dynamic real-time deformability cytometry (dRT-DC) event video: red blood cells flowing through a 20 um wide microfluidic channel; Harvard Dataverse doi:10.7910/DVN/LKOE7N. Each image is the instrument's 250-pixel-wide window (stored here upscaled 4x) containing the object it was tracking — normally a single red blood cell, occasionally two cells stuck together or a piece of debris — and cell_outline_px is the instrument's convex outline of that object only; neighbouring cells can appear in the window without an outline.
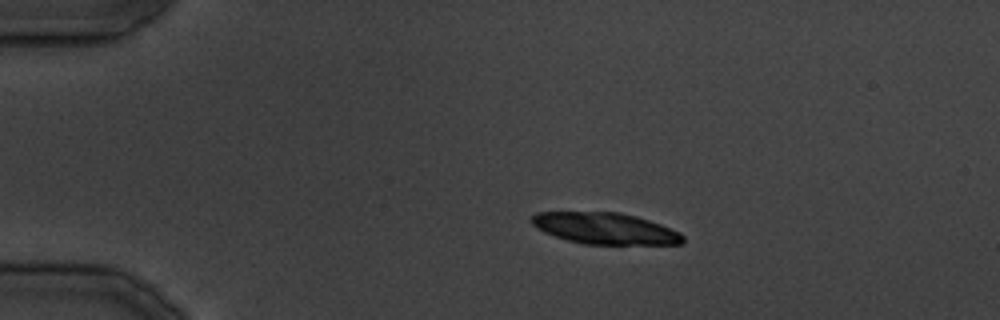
{"species": "common noctule bat (a hibernating species)", "species_latin": "Nyctalus noctula", "temperature_condition": "cold", "stored_images_in_passage": 29, "camera_frame_rate_fps": 3000, "um_per_image_px": 0.085, "animal": {"sex": "male", "body_mass_g": 19.5, "forearm_length_mm": 54.6}, "frame": {"image": 1, "passage_image": 1, "time_ms": 0.0, "image_size_px": [1000, 320], "cell_outline_px": [[684, 244], [584, 244], [568, 240], [544, 232], [536, 228], [532, 224], [532, 216], [536, 212], [620, 212], [636, 216], [660, 224], [680, 232], [684, 236]], "centroid_in_image_um": [51.45, 19.41], "position_along_channel_um": 33.6, "area_um2": 27.57}}